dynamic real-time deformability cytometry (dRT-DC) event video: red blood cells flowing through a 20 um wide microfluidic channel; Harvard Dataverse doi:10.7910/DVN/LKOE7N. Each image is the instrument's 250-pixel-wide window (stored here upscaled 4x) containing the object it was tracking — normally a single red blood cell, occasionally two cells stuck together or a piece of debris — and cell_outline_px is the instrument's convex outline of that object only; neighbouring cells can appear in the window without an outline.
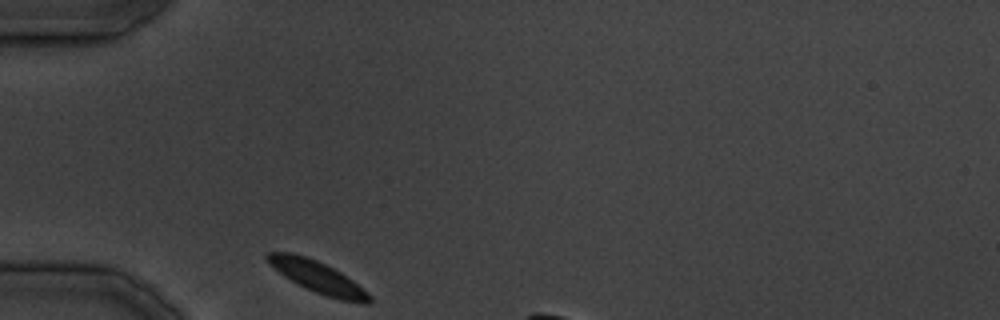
{"species": "common noctule bat (a hibernating species)", "species_latin": "Nyctalus noctula", "temperature_condition": "cold", "stored_images_in_passage": 4, "camera_frame_rate_fps": 3000, "um_per_image_px": 0.085, "animal": {"sex": "male", "body_mass_g": 19.5, "forearm_length_mm": 54.6}, "frame": {"image": 1, "passage_image": 1, "time_ms": 0.0, "image_size_px": [1000, 320], "cell_outline_px": [[372, 300], [368, 304], [364, 304], [340, 300], [316, 292], [284, 276], [264, 256], [268, 252], [292, 252], [316, 260], [340, 272], [352, 280], [368, 292], [372, 296]], "centroid_in_image_um": [27.06, 23.56], "position_along_channel_um": 57.9, "area_um2": 18.26}}